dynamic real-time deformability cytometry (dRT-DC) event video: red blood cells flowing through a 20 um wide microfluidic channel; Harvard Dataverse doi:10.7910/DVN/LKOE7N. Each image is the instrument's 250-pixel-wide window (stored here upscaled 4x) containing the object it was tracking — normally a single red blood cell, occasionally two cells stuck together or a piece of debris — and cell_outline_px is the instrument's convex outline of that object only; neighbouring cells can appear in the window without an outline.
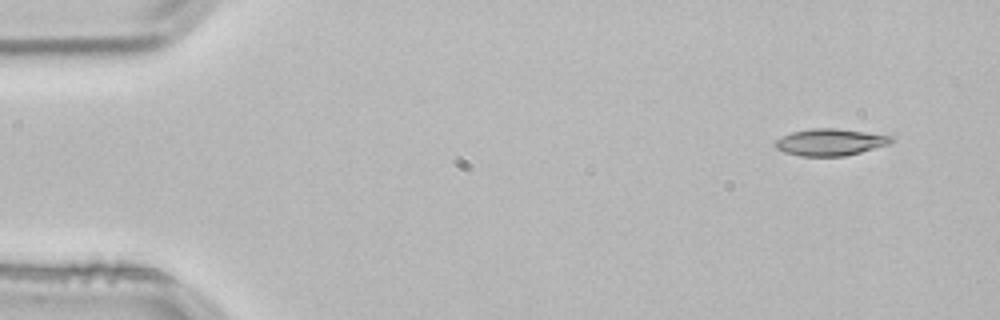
{"species": "common noctule bat (a hibernating species)", "species_latin": "Nyctalus noctula", "temperature_condition": "room temperature", "stored_images_in_passage": 3, "camera_frame_rate_fps": 3000, "um_per_image_px": 0.085, "animal": {"sex": "male", "body_mass_g": 21.5, "forearm_length_mm": 52.0}, "frame": {"image": 1, "passage_image": 3, "time_ms": 0.667, "image_size_px": [1000, 320], "cell_outline_px": [[892, 140], [888, 144], [860, 152], [844, 156], [800, 156], [784, 152], [776, 148], [772, 144], [776, 140], [792, 132], [812, 128], [836, 128], [892, 136]], "centroid_in_image_um": [70.51, 12.08], "position_along_channel_um": 14.5, "area_um2": 17.92}}